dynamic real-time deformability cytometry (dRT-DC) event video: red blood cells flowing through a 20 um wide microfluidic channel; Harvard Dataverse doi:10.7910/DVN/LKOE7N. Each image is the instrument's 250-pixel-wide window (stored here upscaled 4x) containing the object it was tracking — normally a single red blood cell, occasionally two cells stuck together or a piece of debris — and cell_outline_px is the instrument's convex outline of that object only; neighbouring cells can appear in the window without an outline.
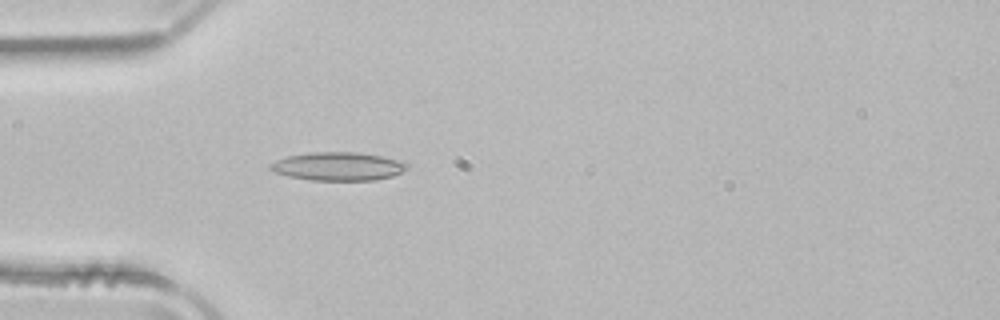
{"species": "common noctule bat (a hibernating species)", "species_latin": "Nyctalus noctula", "temperature_condition": "room temperature", "stored_images_in_passage": 51, "camera_frame_rate_fps": 3000, "um_per_image_px": 0.085, "animal": {"sex": "male", "body_mass_g": 21.5, "forearm_length_mm": 52.0}, "frame": {"image": 1, "passage_image": 15, "time_ms": 4.667, "image_size_px": [1000, 320], "cell_outline_px": [[408, 164], [400, 172], [392, 176], [376, 180], [312, 180], [288, 176], [276, 172], [268, 168], [268, 164], [276, 160], [288, 156], [312, 152], [360, 152], [380, 156], [396, 160]], "centroid_in_image_um": [28.68, 14.14], "position_along_channel_um": 56.3, "area_um2": 22.31}}
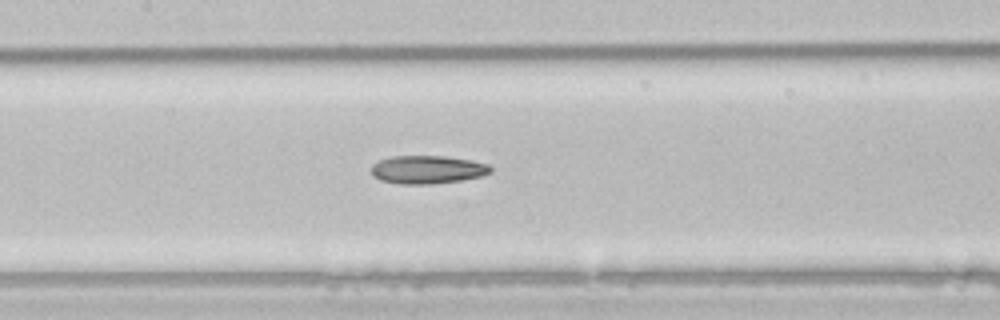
{"frame": {"image": 2, "passage_image": 24, "time_ms": 7.667, "image_size_px": [1000, 320], "cell_outline_px": [[492, 172], [480, 176], [460, 180], [432, 184], [396, 184], [380, 180], [372, 176], [372, 164], [380, 160], [392, 156], [444, 156], [468, 160], [488, 164], [492, 168]], "centroid_in_image_um": [36.29, 14.42], "position_along_channel_um": 171.1, "area_um2": 19.54}}
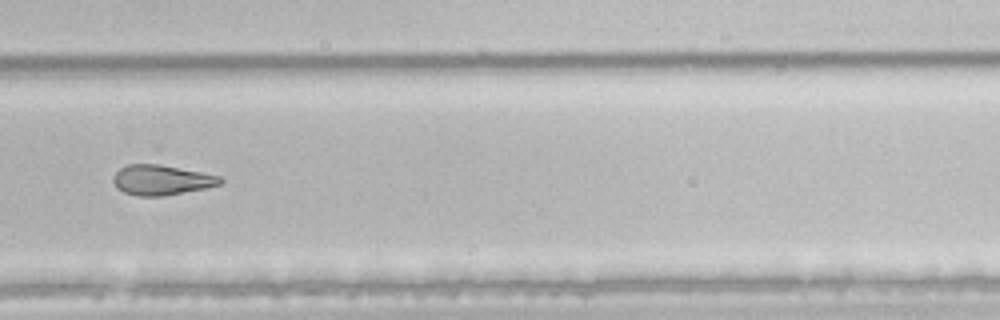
{"frame": {"image": 3, "passage_image": 35, "time_ms": 11.333, "image_size_px": [1000, 320], "cell_outline_px": [[224, 180], [220, 184], [208, 188], [164, 196], [136, 196], [124, 192], [116, 188], [112, 180], [116, 172], [120, 168], [128, 164], [160, 164], [220, 176]], "centroid_in_image_um": [13.72, 15.31], "position_along_channel_um": 316.1, "area_um2": 18.84}, "authors_computed_cell_mechanics": {"area_um2": 21.0392, "velocity_mm_per_s": 3.9795, "shape_relaxation_time_tau1_ms": 5.8911, "shape_relaxation_time_tau2_ms": 6.4366, "deformation_change_tau1": 0.168, "deformation_change_tau2": 0.1682}}